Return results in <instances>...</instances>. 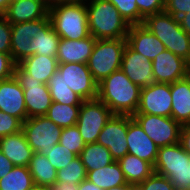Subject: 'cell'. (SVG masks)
Listing matches in <instances>:
<instances>
[{
    "instance_id": "obj_1",
    "label": "cell",
    "mask_w": 190,
    "mask_h": 190,
    "mask_svg": "<svg viewBox=\"0 0 190 190\" xmlns=\"http://www.w3.org/2000/svg\"><path fill=\"white\" fill-rule=\"evenodd\" d=\"M141 88L119 69L98 83L97 98L117 115L133 116L139 106Z\"/></svg>"
},
{
    "instance_id": "obj_2",
    "label": "cell",
    "mask_w": 190,
    "mask_h": 190,
    "mask_svg": "<svg viewBox=\"0 0 190 190\" xmlns=\"http://www.w3.org/2000/svg\"><path fill=\"white\" fill-rule=\"evenodd\" d=\"M89 33L95 39L126 38L130 25L107 0L86 2Z\"/></svg>"
},
{
    "instance_id": "obj_3",
    "label": "cell",
    "mask_w": 190,
    "mask_h": 190,
    "mask_svg": "<svg viewBox=\"0 0 190 190\" xmlns=\"http://www.w3.org/2000/svg\"><path fill=\"white\" fill-rule=\"evenodd\" d=\"M143 25L163 42L166 50L184 60L188 59L190 36L181 28L178 18L163 11L147 16Z\"/></svg>"
},
{
    "instance_id": "obj_4",
    "label": "cell",
    "mask_w": 190,
    "mask_h": 190,
    "mask_svg": "<svg viewBox=\"0 0 190 190\" xmlns=\"http://www.w3.org/2000/svg\"><path fill=\"white\" fill-rule=\"evenodd\" d=\"M49 17L52 27L62 39L80 40L90 36L86 3L50 6Z\"/></svg>"
},
{
    "instance_id": "obj_5",
    "label": "cell",
    "mask_w": 190,
    "mask_h": 190,
    "mask_svg": "<svg viewBox=\"0 0 190 190\" xmlns=\"http://www.w3.org/2000/svg\"><path fill=\"white\" fill-rule=\"evenodd\" d=\"M189 165L190 155L179 142L158 149L154 172L167 177L176 190H190Z\"/></svg>"
},
{
    "instance_id": "obj_6",
    "label": "cell",
    "mask_w": 190,
    "mask_h": 190,
    "mask_svg": "<svg viewBox=\"0 0 190 190\" xmlns=\"http://www.w3.org/2000/svg\"><path fill=\"white\" fill-rule=\"evenodd\" d=\"M126 38L96 39L87 63L94 80L99 83L114 71L121 69Z\"/></svg>"
},
{
    "instance_id": "obj_7",
    "label": "cell",
    "mask_w": 190,
    "mask_h": 190,
    "mask_svg": "<svg viewBox=\"0 0 190 190\" xmlns=\"http://www.w3.org/2000/svg\"><path fill=\"white\" fill-rule=\"evenodd\" d=\"M50 22L49 14L34 21L11 24V57L18 64L40 51V31Z\"/></svg>"
},
{
    "instance_id": "obj_8",
    "label": "cell",
    "mask_w": 190,
    "mask_h": 190,
    "mask_svg": "<svg viewBox=\"0 0 190 190\" xmlns=\"http://www.w3.org/2000/svg\"><path fill=\"white\" fill-rule=\"evenodd\" d=\"M112 115L110 108L98 98L82 101L76 126L85 144L97 142Z\"/></svg>"
},
{
    "instance_id": "obj_9",
    "label": "cell",
    "mask_w": 190,
    "mask_h": 190,
    "mask_svg": "<svg viewBox=\"0 0 190 190\" xmlns=\"http://www.w3.org/2000/svg\"><path fill=\"white\" fill-rule=\"evenodd\" d=\"M62 127H59L46 116L27 118L22 124L29 146L34 153L47 155V150L59 143Z\"/></svg>"
},
{
    "instance_id": "obj_10",
    "label": "cell",
    "mask_w": 190,
    "mask_h": 190,
    "mask_svg": "<svg viewBox=\"0 0 190 190\" xmlns=\"http://www.w3.org/2000/svg\"><path fill=\"white\" fill-rule=\"evenodd\" d=\"M14 76L23 88L27 118L45 116L53 102L48 84L32 79L18 64L15 65Z\"/></svg>"
},
{
    "instance_id": "obj_11",
    "label": "cell",
    "mask_w": 190,
    "mask_h": 190,
    "mask_svg": "<svg viewBox=\"0 0 190 190\" xmlns=\"http://www.w3.org/2000/svg\"><path fill=\"white\" fill-rule=\"evenodd\" d=\"M132 117L159 148L180 142L182 126L174 118L142 113Z\"/></svg>"
},
{
    "instance_id": "obj_12",
    "label": "cell",
    "mask_w": 190,
    "mask_h": 190,
    "mask_svg": "<svg viewBox=\"0 0 190 190\" xmlns=\"http://www.w3.org/2000/svg\"><path fill=\"white\" fill-rule=\"evenodd\" d=\"M63 82L83 101L96 99L98 83L94 80L88 65L84 63H59L58 70Z\"/></svg>"
},
{
    "instance_id": "obj_13",
    "label": "cell",
    "mask_w": 190,
    "mask_h": 190,
    "mask_svg": "<svg viewBox=\"0 0 190 190\" xmlns=\"http://www.w3.org/2000/svg\"><path fill=\"white\" fill-rule=\"evenodd\" d=\"M128 115L113 114L101 130L97 143L108 148L113 159L118 161L128 154Z\"/></svg>"
},
{
    "instance_id": "obj_14",
    "label": "cell",
    "mask_w": 190,
    "mask_h": 190,
    "mask_svg": "<svg viewBox=\"0 0 190 190\" xmlns=\"http://www.w3.org/2000/svg\"><path fill=\"white\" fill-rule=\"evenodd\" d=\"M172 98L169 83H153L141 88L136 113L171 117Z\"/></svg>"
},
{
    "instance_id": "obj_15",
    "label": "cell",
    "mask_w": 190,
    "mask_h": 190,
    "mask_svg": "<svg viewBox=\"0 0 190 190\" xmlns=\"http://www.w3.org/2000/svg\"><path fill=\"white\" fill-rule=\"evenodd\" d=\"M121 70L140 88L155 83L152 61L132 50L127 44L122 55Z\"/></svg>"
},
{
    "instance_id": "obj_16",
    "label": "cell",
    "mask_w": 190,
    "mask_h": 190,
    "mask_svg": "<svg viewBox=\"0 0 190 190\" xmlns=\"http://www.w3.org/2000/svg\"><path fill=\"white\" fill-rule=\"evenodd\" d=\"M155 83H174L187 77L186 60L164 50L152 60Z\"/></svg>"
},
{
    "instance_id": "obj_17",
    "label": "cell",
    "mask_w": 190,
    "mask_h": 190,
    "mask_svg": "<svg viewBox=\"0 0 190 190\" xmlns=\"http://www.w3.org/2000/svg\"><path fill=\"white\" fill-rule=\"evenodd\" d=\"M128 154L135 155L153 166L156 163L159 147L144 132L140 124L130 115H128L127 131Z\"/></svg>"
},
{
    "instance_id": "obj_18",
    "label": "cell",
    "mask_w": 190,
    "mask_h": 190,
    "mask_svg": "<svg viewBox=\"0 0 190 190\" xmlns=\"http://www.w3.org/2000/svg\"><path fill=\"white\" fill-rule=\"evenodd\" d=\"M0 110L22 122L27 119L23 88L15 76L0 81Z\"/></svg>"
},
{
    "instance_id": "obj_19",
    "label": "cell",
    "mask_w": 190,
    "mask_h": 190,
    "mask_svg": "<svg viewBox=\"0 0 190 190\" xmlns=\"http://www.w3.org/2000/svg\"><path fill=\"white\" fill-rule=\"evenodd\" d=\"M126 41L132 50L151 61L165 50L163 42L143 24L130 25Z\"/></svg>"
},
{
    "instance_id": "obj_20",
    "label": "cell",
    "mask_w": 190,
    "mask_h": 190,
    "mask_svg": "<svg viewBox=\"0 0 190 190\" xmlns=\"http://www.w3.org/2000/svg\"><path fill=\"white\" fill-rule=\"evenodd\" d=\"M48 14L47 0H14L3 13L11 24L40 20Z\"/></svg>"
},
{
    "instance_id": "obj_21",
    "label": "cell",
    "mask_w": 190,
    "mask_h": 190,
    "mask_svg": "<svg viewBox=\"0 0 190 190\" xmlns=\"http://www.w3.org/2000/svg\"><path fill=\"white\" fill-rule=\"evenodd\" d=\"M96 39L90 35L80 40L60 39L57 49L58 63L87 64Z\"/></svg>"
},
{
    "instance_id": "obj_22",
    "label": "cell",
    "mask_w": 190,
    "mask_h": 190,
    "mask_svg": "<svg viewBox=\"0 0 190 190\" xmlns=\"http://www.w3.org/2000/svg\"><path fill=\"white\" fill-rule=\"evenodd\" d=\"M1 152L14 166H26L34 154L22 131L0 138Z\"/></svg>"
},
{
    "instance_id": "obj_23",
    "label": "cell",
    "mask_w": 190,
    "mask_h": 190,
    "mask_svg": "<svg viewBox=\"0 0 190 190\" xmlns=\"http://www.w3.org/2000/svg\"><path fill=\"white\" fill-rule=\"evenodd\" d=\"M171 117L181 126L190 124V78L170 83Z\"/></svg>"
},
{
    "instance_id": "obj_24",
    "label": "cell",
    "mask_w": 190,
    "mask_h": 190,
    "mask_svg": "<svg viewBox=\"0 0 190 190\" xmlns=\"http://www.w3.org/2000/svg\"><path fill=\"white\" fill-rule=\"evenodd\" d=\"M58 64L56 57L40 54L26 57L18 63L26 73L32 76V79L41 81L43 84H48L51 77L58 70Z\"/></svg>"
},
{
    "instance_id": "obj_25",
    "label": "cell",
    "mask_w": 190,
    "mask_h": 190,
    "mask_svg": "<svg viewBox=\"0 0 190 190\" xmlns=\"http://www.w3.org/2000/svg\"><path fill=\"white\" fill-rule=\"evenodd\" d=\"M128 184L135 187L154 173V166L139 157L126 154L117 161Z\"/></svg>"
},
{
    "instance_id": "obj_26",
    "label": "cell",
    "mask_w": 190,
    "mask_h": 190,
    "mask_svg": "<svg viewBox=\"0 0 190 190\" xmlns=\"http://www.w3.org/2000/svg\"><path fill=\"white\" fill-rule=\"evenodd\" d=\"M86 179L103 190L127 184L123 171L117 161L100 169L86 171Z\"/></svg>"
},
{
    "instance_id": "obj_27",
    "label": "cell",
    "mask_w": 190,
    "mask_h": 190,
    "mask_svg": "<svg viewBox=\"0 0 190 190\" xmlns=\"http://www.w3.org/2000/svg\"><path fill=\"white\" fill-rule=\"evenodd\" d=\"M28 169L33 177L34 184L53 187L57 180V170L45 155L34 153Z\"/></svg>"
},
{
    "instance_id": "obj_28",
    "label": "cell",
    "mask_w": 190,
    "mask_h": 190,
    "mask_svg": "<svg viewBox=\"0 0 190 190\" xmlns=\"http://www.w3.org/2000/svg\"><path fill=\"white\" fill-rule=\"evenodd\" d=\"M79 157L86 171L100 169L115 161L108 148L97 142L86 144Z\"/></svg>"
},
{
    "instance_id": "obj_29",
    "label": "cell",
    "mask_w": 190,
    "mask_h": 190,
    "mask_svg": "<svg viewBox=\"0 0 190 190\" xmlns=\"http://www.w3.org/2000/svg\"><path fill=\"white\" fill-rule=\"evenodd\" d=\"M80 107L81 105H67L53 101L45 116L59 127H70L76 125Z\"/></svg>"
},
{
    "instance_id": "obj_30",
    "label": "cell",
    "mask_w": 190,
    "mask_h": 190,
    "mask_svg": "<svg viewBox=\"0 0 190 190\" xmlns=\"http://www.w3.org/2000/svg\"><path fill=\"white\" fill-rule=\"evenodd\" d=\"M33 185V177L26 166H14L0 179V190H29Z\"/></svg>"
},
{
    "instance_id": "obj_31",
    "label": "cell",
    "mask_w": 190,
    "mask_h": 190,
    "mask_svg": "<svg viewBox=\"0 0 190 190\" xmlns=\"http://www.w3.org/2000/svg\"><path fill=\"white\" fill-rule=\"evenodd\" d=\"M48 88L52 101L67 105H81L83 101L63 82L62 76L58 71L49 80Z\"/></svg>"
},
{
    "instance_id": "obj_32",
    "label": "cell",
    "mask_w": 190,
    "mask_h": 190,
    "mask_svg": "<svg viewBox=\"0 0 190 190\" xmlns=\"http://www.w3.org/2000/svg\"><path fill=\"white\" fill-rule=\"evenodd\" d=\"M56 182H66L70 185H78L86 179V169L79 156L75 157L65 168L57 170Z\"/></svg>"
},
{
    "instance_id": "obj_33",
    "label": "cell",
    "mask_w": 190,
    "mask_h": 190,
    "mask_svg": "<svg viewBox=\"0 0 190 190\" xmlns=\"http://www.w3.org/2000/svg\"><path fill=\"white\" fill-rule=\"evenodd\" d=\"M60 39V36L55 32L54 28L52 27V23L49 22L40 31V51H36L35 54L57 58V49Z\"/></svg>"
},
{
    "instance_id": "obj_34",
    "label": "cell",
    "mask_w": 190,
    "mask_h": 190,
    "mask_svg": "<svg viewBox=\"0 0 190 190\" xmlns=\"http://www.w3.org/2000/svg\"><path fill=\"white\" fill-rule=\"evenodd\" d=\"M119 11L129 25L143 24L144 17L139 13L136 0H107Z\"/></svg>"
},
{
    "instance_id": "obj_35",
    "label": "cell",
    "mask_w": 190,
    "mask_h": 190,
    "mask_svg": "<svg viewBox=\"0 0 190 190\" xmlns=\"http://www.w3.org/2000/svg\"><path fill=\"white\" fill-rule=\"evenodd\" d=\"M59 144L79 156L86 145L76 125L62 128Z\"/></svg>"
},
{
    "instance_id": "obj_36",
    "label": "cell",
    "mask_w": 190,
    "mask_h": 190,
    "mask_svg": "<svg viewBox=\"0 0 190 190\" xmlns=\"http://www.w3.org/2000/svg\"><path fill=\"white\" fill-rule=\"evenodd\" d=\"M46 157L56 170H60L65 168L77 155L65 146L57 143L52 149L47 150Z\"/></svg>"
},
{
    "instance_id": "obj_37",
    "label": "cell",
    "mask_w": 190,
    "mask_h": 190,
    "mask_svg": "<svg viewBox=\"0 0 190 190\" xmlns=\"http://www.w3.org/2000/svg\"><path fill=\"white\" fill-rule=\"evenodd\" d=\"M136 187L139 190H176L174 184L167 177L155 172Z\"/></svg>"
},
{
    "instance_id": "obj_38",
    "label": "cell",
    "mask_w": 190,
    "mask_h": 190,
    "mask_svg": "<svg viewBox=\"0 0 190 190\" xmlns=\"http://www.w3.org/2000/svg\"><path fill=\"white\" fill-rule=\"evenodd\" d=\"M23 122L0 110V138L22 131Z\"/></svg>"
},
{
    "instance_id": "obj_39",
    "label": "cell",
    "mask_w": 190,
    "mask_h": 190,
    "mask_svg": "<svg viewBox=\"0 0 190 190\" xmlns=\"http://www.w3.org/2000/svg\"><path fill=\"white\" fill-rule=\"evenodd\" d=\"M139 13L146 18L164 11L165 0H136Z\"/></svg>"
},
{
    "instance_id": "obj_40",
    "label": "cell",
    "mask_w": 190,
    "mask_h": 190,
    "mask_svg": "<svg viewBox=\"0 0 190 190\" xmlns=\"http://www.w3.org/2000/svg\"><path fill=\"white\" fill-rule=\"evenodd\" d=\"M0 52H11V23L0 14Z\"/></svg>"
},
{
    "instance_id": "obj_41",
    "label": "cell",
    "mask_w": 190,
    "mask_h": 190,
    "mask_svg": "<svg viewBox=\"0 0 190 190\" xmlns=\"http://www.w3.org/2000/svg\"><path fill=\"white\" fill-rule=\"evenodd\" d=\"M164 11L178 18L190 12V0H165Z\"/></svg>"
},
{
    "instance_id": "obj_42",
    "label": "cell",
    "mask_w": 190,
    "mask_h": 190,
    "mask_svg": "<svg viewBox=\"0 0 190 190\" xmlns=\"http://www.w3.org/2000/svg\"><path fill=\"white\" fill-rule=\"evenodd\" d=\"M15 65L11 54L0 52V81L14 76Z\"/></svg>"
},
{
    "instance_id": "obj_43",
    "label": "cell",
    "mask_w": 190,
    "mask_h": 190,
    "mask_svg": "<svg viewBox=\"0 0 190 190\" xmlns=\"http://www.w3.org/2000/svg\"><path fill=\"white\" fill-rule=\"evenodd\" d=\"M180 143L184 150L190 155V124L183 125L180 130Z\"/></svg>"
},
{
    "instance_id": "obj_44",
    "label": "cell",
    "mask_w": 190,
    "mask_h": 190,
    "mask_svg": "<svg viewBox=\"0 0 190 190\" xmlns=\"http://www.w3.org/2000/svg\"><path fill=\"white\" fill-rule=\"evenodd\" d=\"M14 168L12 162L0 150V179Z\"/></svg>"
},
{
    "instance_id": "obj_45",
    "label": "cell",
    "mask_w": 190,
    "mask_h": 190,
    "mask_svg": "<svg viewBox=\"0 0 190 190\" xmlns=\"http://www.w3.org/2000/svg\"><path fill=\"white\" fill-rule=\"evenodd\" d=\"M181 28L190 36V12L178 17Z\"/></svg>"
},
{
    "instance_id": "obj_46",
    "label": "cell",
    "mask_w": 190,
    "mask_h": 190,
    "mask_svg": "<svg viewBox=\"0 0 190 190\" xmlns=\"http://www.w3.org/2000/svg\"><path fill=\"white\" fill-rule=\"evenodd\" d=\"M77 190H103V189L96 186L94 183H92L88 179H85L77 185Z\"/></svg>"
},
{
    "instance_id": "obj_47",
    "label": "cell",
    "mask_w": 190,
    "mask_h": 190,
    "mask_svg": "<svg viewBox=\"0 0 190 190\" xmlns=\"http://www.w3.org/2000/svg\"><path fill=\"white\" fill-rule=\"evenodd\" d=\"M88 0H47L48 6H55L59 4L69 3H86Z\"/></svg>"
},
{
    "instance_id": "obj_48",
    "label": "cell",
    "mask_w": 190,
    "mask_h": 190,
    "mask_svg": "<svg viewBox=\"0 0 190 190\" xmlns=\"http://www.w3.org/2000/svg\"><path fill=\"white\" fill-rule=\"evenodd\" d=\"M53 190H77V185H70L66 182H56Z\"/></svg>"
},
{
    "instance_id": "obj_49",
    "label": "cell",
    "mask_w": 190,
    "mask_h": 190,
    "mask_svg": "<svg viewBox=\"0 0 190 190\" xmlns=\"http://www.w3.org/2000/svg\"><path fill=\"white\" fill-rule=\"evenodd\" d=\"M134 187H135L134 185L127 183L125 185L112 187V188L107 189V190H132Z\"/></svg>"
},
{
    "instance_id": "obj_50",
    "label": "cell",
    "mask_w": 190,
    "mask_h": 190,
    "mask_svg": "<svg viewBox=\"0 0 190 190\" xmlns=\"http://www.w3.org/2000/svg\"><path fill=\"white\" fill-rule=\"evenodd\" d=\"M12 0H0V13L3 14Z\"/></svg>"
},
{
    "instance_id": "obj_51",
    "label": "cell",
    "mask_w": 190,
    "mask_h": 190,
    "mask_svg": "<svg viewBox=\"0 0 190 190\" xmlns=\"http://www.w3.org/2000/svg\"><path fill=\"white\" fill-rule=\"evenodd\" d=\"M29 190H53L50 186L34 184Z\"/></svg>"
},
{
    "instance_id": "obj_52",
    "label": "cell",
    "mask_w": 190,
    "mask_h": 190,
    "mask_svg": "<svg viewBox=\"0 0 190 190\" xmlns=\"http://www.w3.org/2000/svg\"><path fill=\"white\" fill-rule=\"evenodd\" d=\"M186 73H187V77L190 78V55L188 59L186 60Z\"/></svg>"
}]
</instances>
